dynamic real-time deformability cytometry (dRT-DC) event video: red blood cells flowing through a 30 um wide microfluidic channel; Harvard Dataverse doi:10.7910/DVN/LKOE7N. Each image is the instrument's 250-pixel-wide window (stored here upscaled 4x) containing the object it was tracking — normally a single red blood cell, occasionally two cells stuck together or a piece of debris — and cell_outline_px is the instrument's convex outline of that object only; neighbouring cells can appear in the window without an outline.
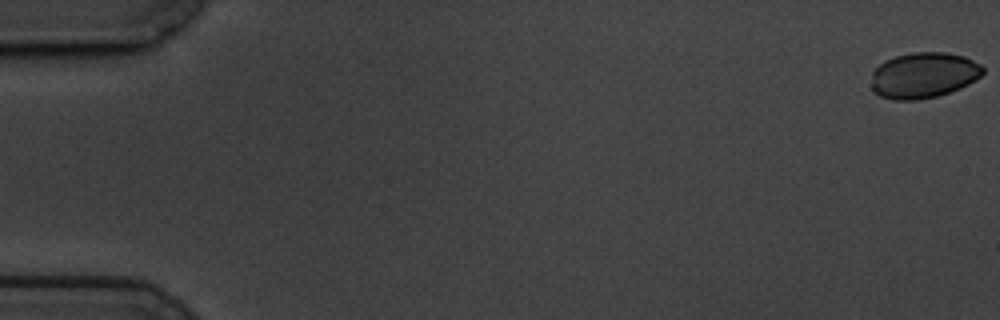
{"species": "common noctule bat (a hibernating species)", "species_latin": "Nyctalus noctula", "temperature_condition": "cold", "stored_images_in_passage": 59, "camera_frame_rate_fps": 3000, "um_per_image_px": 0.085, "animal": {"sex": "male", "body_mass_g": 19.5, "forearm_length_mm": 54.6}, "frame": {"image": 1, "passage_image": 1, "time_ms": 0.0, "image_size_px": [1000, 320], "cell_outline_px": [[984, 72], [976, 80], [960, 88], [936, 96], [916, 100], [892, 100], [880, 96], [872, 92], [872, 72], [884, 60], [896, 56], [912, 52], [944, 52], [964, 56], [980, 64], [984, 68]], "centroid_in_image_um": [78.49, 6.39], "position_along_channel_um": 6.5, "area_um2": 29.82}}
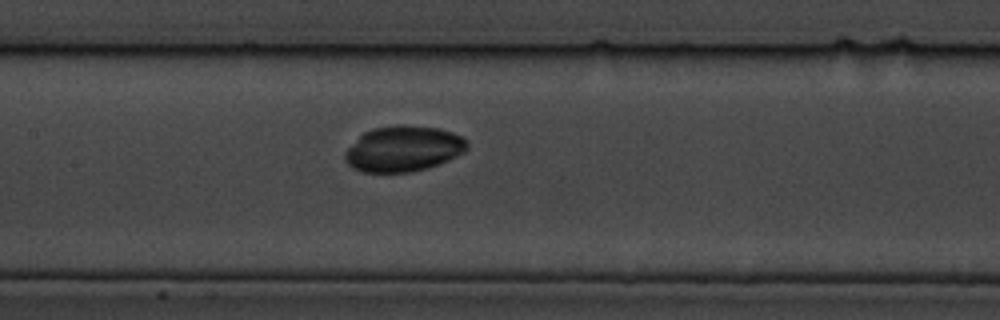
{"frame": {"image": 2, "passage_image": 29, "time_ms": 9.333, "image_size_px": [1000, 320], "cell_outline_px": [[468, 148], [464, 152], [448, 160], [412, 172], [360, 172], [352, 168], [344, 160], [344, 152], [364, 132], [372, 128], [396, 124], [400, 124], [440, 128], [464, 136], [468, 140]], "centroid_in_image_um": [34.29, 12.63], "position_along_channel_um": 173.1, "area_um2": 32.71}}
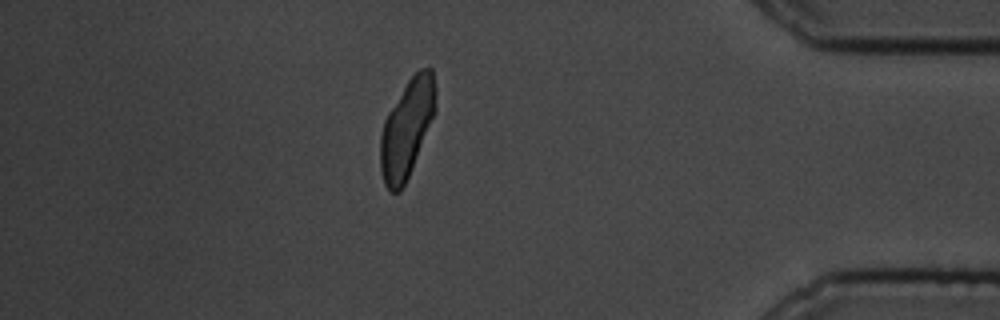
{"frame": {"image": 3, "passage_image": 52, "time_ms": 17.0, "image_size_px": [1000, 320], "cell_outline_px": [[436, 108], [412, 168], [400, 192], [388, 192], [384, 184], [380, 168], [380, 136], [384, 120], [388, 112], [408, 80], [420, 68], [432, 68], [436, 88]], "centroid_in_image_um": [34.57, 10.92], "position_along_channel_um": 400.6, "area_um2": 31.21}}